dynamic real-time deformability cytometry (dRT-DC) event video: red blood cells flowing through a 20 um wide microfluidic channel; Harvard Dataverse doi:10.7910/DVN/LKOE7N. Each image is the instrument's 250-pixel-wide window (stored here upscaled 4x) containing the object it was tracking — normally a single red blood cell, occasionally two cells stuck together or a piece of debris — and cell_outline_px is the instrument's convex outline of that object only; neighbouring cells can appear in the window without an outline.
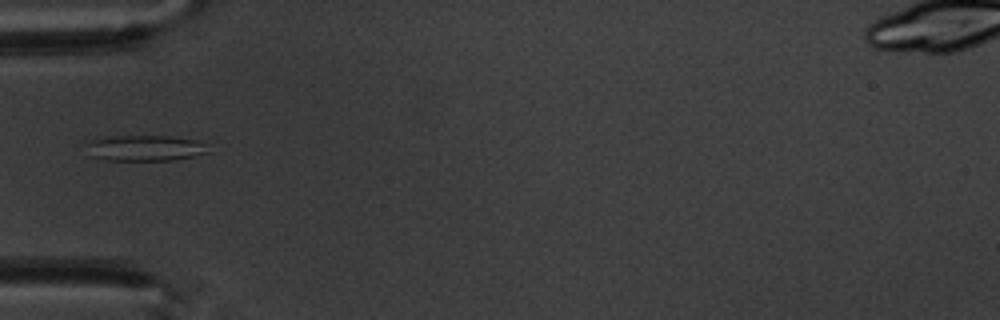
{"species": "common noctule bat (a hibernating species)", "species_latin": "Nyctalus noctula", "temperature_condition": "warm", "stored_images_in_passage": 6, "camera_frame_rate_fps": 3000, "um_per_image_px": 0.085, "animal": {"sex": "male", "body_mass_g": 20.1, "forearm_length_mm": 53.5}, "frame": {"image": 1, "passage_image": 5, "time_ms": 5.667, "image_size_px": [1000, 320], "cell_outline_px": [[208, 152], [176, 160], [108, 160], [92, 156], [84, 144], [100, 136], [172, 136], [196, 140], [204, 144]], "centroid_in_image_um": [12.27, 12.57], "position_along_channel_um": 72.7, "area_um2": 18.26}}